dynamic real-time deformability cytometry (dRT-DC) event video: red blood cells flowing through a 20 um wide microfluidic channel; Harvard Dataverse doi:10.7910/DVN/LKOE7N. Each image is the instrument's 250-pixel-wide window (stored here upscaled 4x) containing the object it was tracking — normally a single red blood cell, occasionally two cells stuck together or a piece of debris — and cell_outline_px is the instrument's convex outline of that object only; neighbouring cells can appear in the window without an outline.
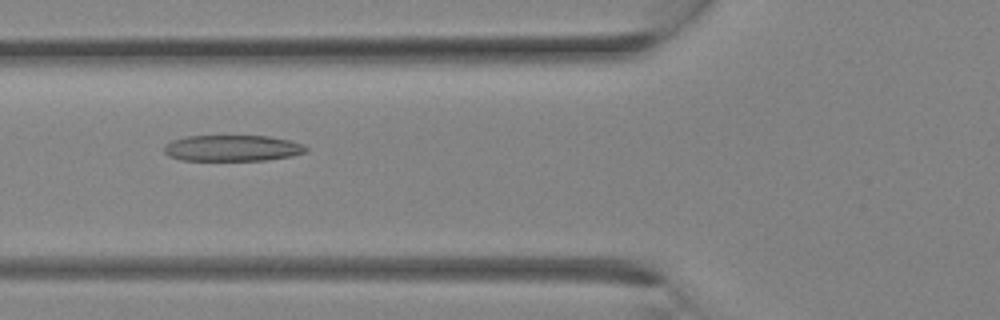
{"species": "Egyptian fruit bat (a non-hibernating species)", "species_latin": "Rousettus aegyptiacus", "temperature_condition": "room temperature", "stored_images_in_passage": 18, "camera_frame_rate_fps": 3000, "um_per_image_px": 0.085, "animal": {"sex": "female"}, "frame": {"image": 1, "passage_image": 11, "time_ms": 3.333, "image_size_px": [1000, 320], "cell_outline_px": [[308, 152], [292, 156], [268, 160], [180, 160], [168, 156], [164, 152], [164, 148], [172, 140], [184, 136], [268, 136], [288, 140], [304, 144], [308, 148]], "centroid_in_image_um": [19.78, 12.59], "position_along_channel_um": 106.0, "area_um2": 21.68}}
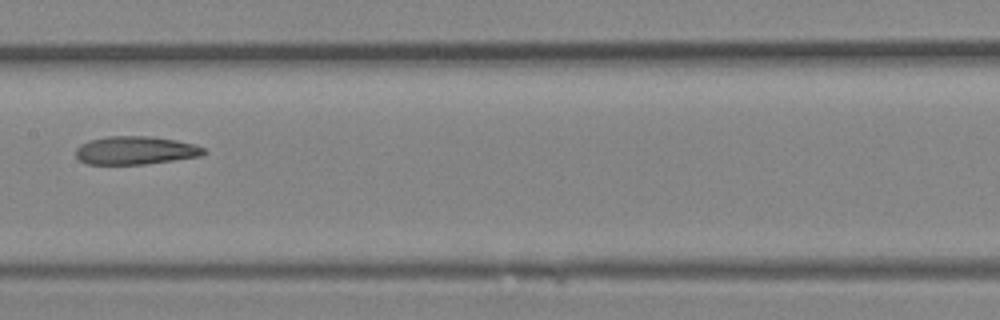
{"frame": {"image": 2, "passage_image": 15, "time_ms": 4.667, "image_size_px": [1000, 320], "cell_outline_px": [[208, 152], [200, 156], [144, 164], [88, 164], [80, 160], [76, 156], [76, 148], [80, 144], [88, 140], [108, 136], [152, 136], [176, 140], [192, 144], [204, 148]], "centroid_in_image_um": [11.49, 12.77], "position_along_channel_um": 195.9, "area_um2": 20.98}}
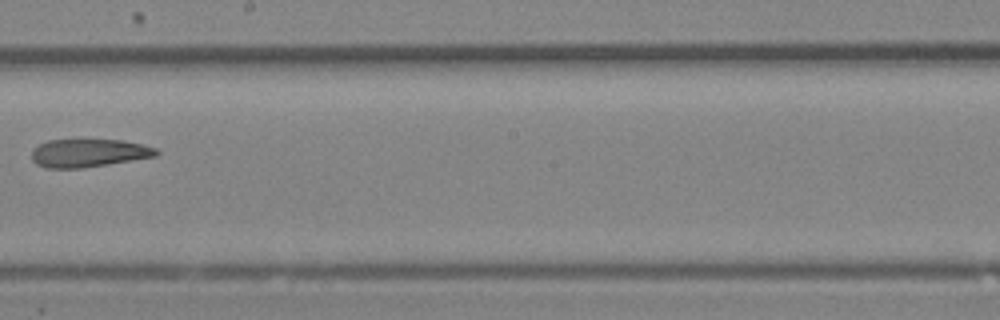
{"frame": {"image": 3, "passage_image": 17, "time_ms": 5.333, "image_size_px": [1000, 320], "cell_outline_px": [[160, 152], [156, 156], [108, 164], [80, 168], [48, 168], [36, 164], [32, 160], [32, 148], [48, 140], [124, 140], [156, 148]], "centroid_in_image_um": [7.52, 13.0], "position_along_channel_um": 240.7, "area_um2": 20.29}}